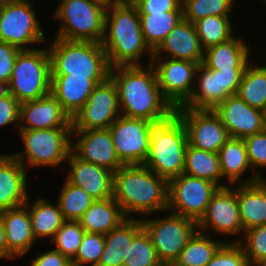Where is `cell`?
<instances>
[{
  "instance_id": "5bb4252c",
  "label": "cell",
  "mask_w": 266,
  "mask_h": 266,
  "mask_svg": "<svg viewBox=\"0 0 266 266\" xmlns=\"http://www.w3.org/2000/svg\"><path fill=\"white\" fill-rule=\"evenodd\" d=\"M152 122L120 115L109 127L117 156L124 165L144 164Z\"/></svg>"
},
{
  "instance_id": "2e32d148",
  "label": "cell",
  "mask_w": 266,
  "mask_h": 266,
  "mask_svg": "<svg viewBox=\"0 0 266 266\" xmlns=\"http://www.w3.org/2000/svg\"><path fill=\"white\" fill-rule=\"evenodd\" d=\"M213 110L232 138L244 139L266 128L264 111L249 106L237 94L228 96Z\"/></svg>"
},
{
  "instance_id": "ba28073f",
  "label": "cell",
  "mask_w": 266,
  "mask_h": 266,
  "mask_svg": "<svg viewBox=\"0 0 266 266\" xmlns=\"http://www.w3.org/2000/svg\"><path fill=\"white\" fill-rule=\"evenodd\" d=\"M71 132L72 128L20 129L25 151L12 156L24 167H26L25 161L31 167L58 165L66 160L71 152V146L73 145L70 142L71 139H69Z\"/></svg>"
},
{
  "instance_id": "8fae6325",
  "label": "cell",
  "mask_w": 266,
  "mask_h": 266,
  "mask_svg": "<svg viewBox=\"0 0 266 266\" xmlns=\"http://www.w3.org/2000/svg\"><path fill=\"white\" fill-rule=\"evenodd\" d=\"M121 115L118 89L109 76L97 84L87 102L72 118V130L109 129Z\"/></svg>"
},
{
  "instance_id": "52a82bcc",
  "label": "cell",
  "mask_w": 266,
  "mask_h": 266,
  "mask_svg": "<svg viewBox=\"0 0 266 266\" xmlns=\"http://www.w3.org/2000/svg\"><path fill=\"white\" fill-rule=\"evenodd\" d=\"M55 17L62 19L56 38L101 43L107 5L99 0H62Z\"/></svg>"
},
{
  "instance_id": "d4e9b609",
  "label": "cell",
  "mask_w": 266,
  "mask_h": 266,
  "mask_svg": "<svg viewBox=\"0 0 266 266\" xmlns=\"http://www.w3.org/2000/svg\"><path fill=\"white\" fill-rule=\"evenodd\" d=\"M29 202L27 198L23 206L1 213L7 242V259L26 254L36 240L28 212Z\"/></svg>"
},
{
  "instance_id": "7a4b0ae2",
  "label": "cell",
  "mask_w": 266,
  "mask_h": 266,
  "mask_svg": "<svg viewBox=\"0 0 266 266\" xmlns=\"http://www.w3.org/2000/svg\"><path fill=\"white\" fill-rule=\"evenodd\" d=\"M101 45L110 68L138 65L144 51L153 56L142 34L138 9L130 0L107 5Z\"/></svg>"
},
{
  "instance_id": "30bf717a",
  "label": "cell",
  "mask_w": 266,
  "mask_h": 266,
  "mask_svg": "<svg viewBox=\"0 0 266 266\" xmlns=\"http://www.w3.org/2000/svg\"><path fill=\"white\" fill-rule=\"evenodd\" d=\"M218 188L213 182L182 173L169 181L168 209L198 222Z\"/></svg>"
},
{
  "instance_id": "e0dca14e",
  "label": "cell",
  "mask_w": 266,
  "mask_h": 266,
  "mask_svg": "<svg viewBox=\"0 0 266 266\" xmlns=\"http://www.w3.org/2000/svg\"><path fill=\"white\" fill-rule=\"evenodd\" d=\"M201 230L214 229L217 233L229 235L243 232L239 215L236 189L229 186L219 187L213 194L205 214L197 222Z\"/></svg>"
},
{
  "instance_id": "f6af8a7d",
  "label": "cell",
  "mask_w": 266,
  "mask_h": 266,
  "mask_svg": "<svg viewBox=\"0 0 266 266\" xmlns=\"http://www.w3.org/2000/svg\"><path fill=\"white\" fill-rule=\"evenodd\" d=\"M245 69L217 70L218 104L236 95Z\"/></svg>"
},
{
  "instance_id": "b9f144b4",
  "label": "cell",
  "mask_w": 266,
  "mask_h": 266,
  "mask_svg": "<svg viewBox=\"0 0 266 266\" xmlns=\"http://www.w3.org/2000/svg\"><path fill=\"white\" fill-rule=\"evenodd\" d=\"M245 233L246 243L241 247L244 250L251 266H256L266 258V224L253 227Z\"/></svg>"
},
{
  "instance_id": "8d00e7d4",
  "label": "cell",
  "mask_w": 266,
  "mask_h": 266,
  "mask_svg": "<svg viewBox=\"0 0 266 266\" xmlns=\"http://www.w3.org/2000/svg\"><path fill=\"white\" fill-rule=\"evenodd\" d=\"M93 201L94 199L82 188L65 180L59 196L58 205L65 220L78 221Z\"/></svg>"
},
{
  "instance_id": "9c48e42d",
  "label": "cell",
  "mask_w": 266,
  "mask_h": 266,
  "mask_svg": "<svg viewBox=\"0 0 266 266\" xmlns=\"http://www.w3.org/2000/svg\"><path fill=\"white\" fill-rule=\"evenodd\" d=\"M142 226L162 264L175 262L188 240L198 230L195 220L174 213L165 219L142 220Z\"/></svg>"
},
{
  "instance_id": "484cf974",
  "label": "cell",
  "mask_w": 266,
  "mask_h": 266,
  "mask_svg": "<svg viewBox=\"0 0 266 266\" xmlns=\"http://www.w3.org/2000/svg\"><path fill=\"white\" fill-rule=\"evenodd\" d=\"M127 219L122 207L113 197H109L94 200L78 221L85 232L105 235Z\"/></svg>"
},
{
  "instance_id": "7dc6e473",
  "label": "cell",
  "mask_w": 266,
  "mask_h": 266,
  "mask_svg": "<svg viewBox=\"0 0 266 266\" xmlns=\"http://www.w3.org/2000/svg\"><path fill=\"white\" fill-rule=\"evenodd\" d=\"M19 51V48L9 43L0 42V82L9 84Z\"/></svg>"
},
{
  "instance_id": "ffe728a7",
  "label": "cell",
  "mask_w": 266,
  "mask_h": 266,
  "mask_svg": "<svg viewBox=\"0 0 266 266\" xmlns=\"http://www.w3.org/2000/svg\"><path fill=\"white\" fill-rule=\"evenodd\" d=\"M68 161L71 170L66 180L69 183L82 188L94 200L113 196V172L80 160L73 152L69 153Z\"/></svg>"
},
{
  "instance_id": "e575fe53",
  "label": "cell",
  "mask_w": 266,
  "mask_h": 266,
  "mask_svg": "<svg viewBox=\"0 0 266 266\" xmlns=\"http://www.w3.org/2000/svg\"><path fill=\"white\" fill-rule=\"evenodd\" d=\"M198 87L194 88L190 99L181 107L190 109H211L218 105L217 70L207 69L202 64L198 66ZM197 89V90H196Z\"/></svg>"
},
{
  "instance_id": "d590c367",
  "label": "cell",
  "mask_w": 266,
  "mask_h": 266,
  "mask_svg": "<svg viewBox=\"0 0 266 266\" xmlns=\"http://www.w3.org/2000/svg\"><path fill=\"white\" fill-rule=\"evenodd\" d=\"M203 49L226 42L233 36L229 16H207L194 22Z\"/></svg>"
},
{
  "instance_id": "bcb514c9",
  "label": "cell",
  "mask_w": 266,
  "mask_h": 266,
  "mask_svg": "<svg viewBox=\"0 0 266 266\" xmlns=\"http://www.w3.org/2000/svg\"><path fill=\"white\" fill-rule=\"evenodd\" d=\"M139 14L163 13L167 11H183L182 0H130Z\"/></svg>"
},
{
  "instance_id": "681fc988",
  "label": "cell",
  "mask_w": 266,
  "mask_h": 266,
  "mask_svg": "<svg viewBox=\"0 0 266 266\" xmlns=\"http://www.w3.org/2000/svg\"><path fill=\"white\" fill-rule=\"evenodd\" d=\"M31 266H72L71 260L58 250L38 254Z\"/></svg>"
},
{
  "instance_id": "f1b7e54d",
  "label": "cell",
  "mask_w": 266,
  "mask_h": 266,
  "mask_svg": "<svg viewBox=\"0 0 266 266\" xmlns=\"http://www.w3.org/2000/svg\"><path fill=\"white\" fill-rule=\"evenodd\" d=\"M184 174L196 178H201L215 183L219 187L218 182L222 177L219 154L211 151L197 149L187 145L185 152Z\"/></svg>"
},
{
  "instance_id": "f907efd6",
  "label": "cell",
  "mask_w": 266,
  "mask_h": 266,
  "mask_svg": "<svg viewBox=\"0 0 266 266\" xmlns=\"http://www.w3.org/2000/svg\"><path fill=\"white\" fill-rule=\"evenodd\" d=\"M0 258H7V242H6V235H5L1 213H0Z\"/></svg>"
},
{
  "instance_id": "db71d44e",
  "label": "cell",
  "mask_w": 266,
  "mask_h": 266,
  "mask_svg": "<svg viewBox=\"0 0 266 266\" xmlns=\"http://www.w3.org/2000/svg\"><path fill=\"white\" fill-rule=\"evenodd\" d=\"M20 0H0V5L9 4V3H15Z\"/></svg>"
},
{
  "instance_id": "74e56055",
  "label": "cell",
  "mask_w": 266,
  "mask_h": 266,
  "mask_svg": "<svg viewBox=\"0 0 266 266\" xmlns=\"http://www.w3.org/2000/svg\"><path fill=\"white\" fill-rule=\"evenodd\" d=\"M123 266H162L152 241L142 228L128 244L127 260Z\"/></svg>"
},
{
  "instance_id": "3957f363",
  "label": "cell",
  "mask_w": 266,
  "mask_h": 266,
  "mask_svg": "<svg viewBox=\"0 0 266 266\" xmlns=\"http://www.w3.org/2000/svg\"><path fill=\"white\" fill-rule=\"evenodd\" d=\"M169 181L144 164L123 165L113 173V198L124 214L168 209Z\"/></svg>"
},
{
  "instance_id": "f5cc1de1",
  "label": "cell",
  "mask_w": 266,
  "mask_h": 266,
  "mask_svg": "<svg viewBox=\"0 0 266 266\" xmlns=\"http://www.w3.org/2000/svg\"><path fill=\"white\" fill-rule=\"evenodd\" d=\"M99 1L103 2L106 5H109V4L119 3V2H122L124 0H99Z\"/></svg>"
},
{
  "instance_id": "6da1fadb",
  "label": "cell",
  "mask_w": 266,
  "mask_h": 266,
  "mask_svg": "<svg viewBox=\"0 0 266 266\" xmlns=\"http://www.w3.org/2000/svg\"><path fill=\"white\" fill-rule=\"evenodd\" d=\"M141 67L139 64L110 68V77L118 89L121 115L152 123L165 120L175 109L162 95L152 63L146 71Z\"/></svg>"
},
{
  "instance_id": "4316f807",
  "label": "cell",
  "mask_w": 266,
  "mask_h": 266,
  "mask_svg": "<svg viewBox=\"0 0 266 266\" xmlns=\"http://www.w3.org/2000/svg\"><path fill=\"white\" fill-rule=\"evenodd\" d=\"M142 228V220L130 217L105 234V247L97 266H123V260H127L128 244Z\"/></svg>"
},
{
  "instance_id": "cb8c5ba5",
  "label": "cell",
  "mask_w": 266,
  "mask_h": 266,
  "mask_svg": "<svg viewBox=\"0 0 266 266\" xmlns=\"http://www.w3.org/2000/svg\"><path fill=\"white\" fill-rule=\"evenodd\" d=\"M26 168L11 155H0V213L23 206L28 198Z\"/></svg>"
},
{
  "instance_id": "816d5d0a",
  "label": "cell",
  "mask_w": 266,
  "mask_h": 266,
  "mask_svg": "<svg viewBox=\"0 0 266 266\" xmlns=\"http://www.w3.org/2000/svg\"><path fill=\"white\" fill-rule=\"evenodd\" d=\"M9 94V84L0 82V98H3Z\"/></svg>"
},
{
  "instance_id": "277c9868",
  "label": "cell",
  "mask_w": 266,
  "mask_h": 266,
  "mask_svg": "<svg viewBox=\"0 0 266 266\" xmlns=\"http://www.w3.org/2000/svg\"><path fill=\"white\" fill-rule=\"evenodd\" d=\"M149 153L144 165L170 181L184 171L187 133L178 114L152 123L149 130Z\"/></svg>"
},
{
  "instance_id": "ab89813d",
  "label": "cell",
  "mask_w": 266,
  "mask_h": 266,
  "mask_svg": "<svg viewBox=\"0 0 266 266\" xmlns=\"http://www.w3.org/2000/svg\"><path fill=\"white\" fill-rule=\"evenodd\" d=\"M84 233L85 230L79 221L66 220L52 239L57 245L55 250L72 260L76 256Z\"/></svg>"
},
{
  "instance_id": "7402d4cb",
  "label": "cell",
  "mask_w": 266,
  "mask_h": 266,
  "mask_svg": "<svg viewBox=\"0 0 266 266\" xmlns=\"http://www.w3.org/2000/svg\"><path fill=\"white\" fill-rule=\"evenodd\" d=\"M236 189L243 232L266 224V181L255 174Z\"/></svg>"
},
{
  "instance_id": "ee69618b",
  "label": "cell",
  "mask_w": 266,
  "mask_h": 266,
  "mask_svg": "<svg viewBox=\"0 0 266 266\" xmlns=\"http://www.w3.org/2000/svg\"><path fill=\"white\" fill-rule=\"evenodd\" d=\"M244 143L251 167H266V128L254 135L245 137Z\"/></svg>"
},
{
  "instance_id": "7bdbcfd3",
  "label": "cell",
  "mask_w": 266,
  "mask_h": 266,
  "mask_svg": "<svg viewBox=\"0 0 266 266\" xmlns=\"http://www.w3.org/2000/svg\"><path fill=\"white\" fill-rule=\"evenodd\" d=\"M206 266H251L241 242L224 243Z\"/></svg>"
},
{
  "instance_id": "6f0895ef",
  "label": "cell",
  "mask_w": 266,
  "mask_h": 266,
  "mask_svg": "<svg viewBox=\"0 0 266 266\" xmlns=\"http://www.w3.org/2000/svg\"><path fill=\"white\" fill-rule=\"evenodd\" d=\"M264 116H265V125H266V110L264 111Z\"/></svg>"
},
{
  "instance_id": "83f0119b",
  "label": "cell",
  "mask_w": 266,
  "mask_h": 266,
  "mask_svg": "<svg viewBox=\"0 0 266 266\" xmlns=\"http://www.w3.org/2000/svg\"><path fill=\"white\" fill-rule=\"evenodd\" d=\"M204 52L202 65L207 69H246L248 66L249 49L240 39L232 37L226 42L206 48Z\"/></svg>"
},
{
  "instance_id": "7c38bea8",
  "label": "cell",
  "mask_w": 266,
  "mask_h": 266,
  "mask_svg": "<svg viewBox=\"0 0 266 266\" xmlns=\"http://www.w3.org/2000/svg\"><path fill=\"white\" fill-rule=\"evenodd\" d=\"M32 5L30 0L0 5V42L20 50H28L25 44L45 42Z\"/></svg>"
},
{
  "instance_id": "d6986e66",
  "label": "cell",
  "mask_w": 266,
  "mask_h": 266,
  "mask_svg": "<svg viewBox=\"0 0 266 266\" xmlns=\"http://www.w3.org/2000/svg\"><path fill=\"white\" fill-rule=\"evenodd\" d=\"M27 122V126L20 125ZM19 129H56L72 128V119L62 109L60 102L50 93L49 95L20 104Z\"/></svg>"
},
{
  "instance_id": "5b68a950",
  "label": "cell",
  "mask_w": 266,
  "mask_h": 266,
  "mask_svg": "<svg viewBox=\"0 0 266 266\" xmlns=\"http://www.w3.org/2000/svg\"><path fill=\"white\" fill-rule=\"evenodd\" d=\"M48 49L51 75L109 77L106 52L99 42L56 38Z\"/></svg>"
},
{
  "instance_id": "11a10c76",
  "label": "cell",
  "mask_w": 266,
  "mask_h": 266,
  "mask_svg": "<svg viewBox=\"0 0 266 266\" xmlns=\"http://www.w3.org/2000/svg\"><path fill=\"white\" fill-rule=\"evenodd\" d=\"M162 266H180L177 262H166Z\"/></svg>"
},
{
  "instance_id": "60d3db41",
  "label": "cell",
  "mask_w": 266,
  "mask_h": 266,
  "mask_svg": "<svg viewBox=\"0 0 266 266\" xmlns=\"http://www.w3.org/2000/svg\"><path fill=\"white\" fill-rule=\"evenodd\" d=\"M105 238L100 233L85 232L76 256L71 260L72 266H83L92 264L97 266L104 251Z\"/></svg>"
},
{
  "instance_id": "836d02e7",
  "label": "cell",
  "mask_w": 266,
  "mask_h": 266,
  "mask_svg": "<svg viewBox=\"0 0 266 266\" xmlns=\"http://www.w3.org/2000/svg\"><path fill=\"white\" fill-rule=\"evenodd\" d=\"M237 95L249 106L266 110V66L246 67Z\"/></svg>"
},
{
  "instance_id": "1f68e13d",
  "label": "cell",
  "mask_w": 266,
  "mask_h": 266,
  "mask_svg": "<svg viewBox=\"0 0 266 266\" xmlns=\"http://www.w3.org/2000/svg\"><path fill=\"white\" fill-rule=\"evenodd\" d=\"M204 233L200 229L197 230L175 262L180 266H206L224 242L211 239Z\"/></svg>"
},
{
  "instance_id": "4fadbf2b",
  "label": "cell",
  "mask_w": 266,
  "mask_h": 266,
  "mask_svg": "<svg viewBox=\"0 0 266 266\" xmlns=\"http://www.w3.org/2000/svg\"><path fill=\"white\" fill-rule=\"evenodd\" d=\"M175 112L185 126L190 146L218 153L231 138L214 110L176 108Z\"/></svg>"
},
{
  "instance_id": "8992f818",
  "label": "cell",
  "mask_w": 266,
  "mask_h": 266,
  "mask_svg": "<svg viewBox=\"0 0 266 266\" xmlns=\"http://www.w3.org/2000/svg\"><path fill=\"white\" fill-rule=\"evenodd\" d=\"M9 91L19 103L43 98L51 92L48 50H20L16 56Z\"/></svg>"
},
{
  "instance_id": "c3c4849f",
  "label": "cell",
  "mask_w": 266,
  "mask_h": 266,
  "mask_svg": "<svg viewBox=\"0 0 266 266\" xmlns=\"http://www.w3.org/2000/svg\"><path fill=\"white\" fill-rule=\"evenodd\" d=\"M19 101L11 94L0 98V127L19 121Z\"/></svg>"
},
{
  "instance_id": "9f6ffc18",
  "label": "cell",
  "mask_w": 266,
  "mask_h": 266,
  "mask_svg": "<svg viewBox=\"0 0 266 266\" xmlns=\"http://www.w3.org/2000/svg\"><path fill=\"white\" fill-rule=\"evenodd\" d=\"M256 266H266V258L260 261Z\"/></svg>"
},
{
  "instance_id": "44dd1931",
  "label": "cell",
  "mask_w": 266,
  "mask_h": 266,
  "mask_svg": "<svg viewBox=\"0 0 266 266\" xmlns=\"http://www.w3.org/2000/svg\"><path fill=\"white\" fill-rule=\"evenodd\" d=\"M108 77H70L51 75V94L60 102L62 109L72 119L87 102L97 84Z\"/></svg>"
},
{
  "instance_id": "603a6c76",
  "label": "cell",
  "mask_w": 266,
  "mask_h": 266,
  "mask_svg": "<svg viewBox=\"0 0 266 266\" xmlns=\"http://www.w3.org/2000/svg\"><path fill=\"white\" fill-rule=\"evenodd\" d=\"M161 51L167 52L168 58L189 60L199 64L203 62L204 50L196 33L194 23L184 18L178 22L153 52L152 58H160Z\"/></svg>"
},
{
  "instance_id": "f35d334b",
  "label": "cell",
  "mask_w": 266,
  "mask_h": 266,
  "mask_svg": "<svg viewBox=\"0 0 266 266\" xmlns=\"http://www.w3.org/2000/svg\"><path fill=\"white\" fill-rule=\"evenodd\" d=\"M233 0H182L183 18L194 23L207 16H228Z\"/></svg>"
},
{
  "instance_id": "f546056e",
  "label": "cell",
  "mask_w": 266,
  "mask_h": 266,
  "mask_svg": "<svg viewBox=\"0 0 266 266\" xmlns=\"http://www.w3.org/2000/svg\"><path fill=\"white\" fill-rule=\"evenodd\" d=\"M139 18L144 40L154 52L178 22L183 19V11L139 14Z\"/></svg>"
},
{
  "instance_id": "4dcf8cb0",
  "label": "cell",
  "mask_w": 266,
  "mask_h": 266,
  "mask_svg": "<svg viewBox=\"0 0 266 266\" xmlns=\"http://www.w3.org/2000/svg\"><path fill=\"white\" fill-rule=\"evenodd\" d=\"M218 154L222 178L226 176L232 185L238 180L242 181L241 175L251 167L244 140L231 137L220 148Z\"/></svg>"
},
{
  "instance_id": "ac0fdd59",
  "label": "cell",
  "mask_w": 266,
  "mask_h": 266,
  "mask_svg": "<svg viewBox=\"0 0 266 266\" xmlns=\"http://www.w3.org/2000/svg\"><path fill=\"white\" fill-rule=\"evenodd\" d=\"M75 134L82 136L74 146H71V152L80 160L113 173L124 165L117 156L109 129L72 130L71 135Z\"/></svg>"
},
{
  "instance_id": "d6a6232c",
  "label": "cell",
  "mask_w": 266,
  "mask_h": 266,
  "mask_svg": "<svg viewBox=\"0 0 266 266\" xmlns=\"http://www.w3.org/2000/svg\"><path fill=\"white\" fill-rule=\"evenodd\" d=\"M28 209L35 239L38 237L45 238L47 236H53L51 237L53 239L58 229L66 221L59 205L54 206L44 199L39 198Z\"/></svg>"
},
{
  "instance_id": "9a60e30c",
  "label": "cell",
  "mask_w": 266,
  "mask_h": 266,
  "mask_svg": "<svg viewBox=\"0 0 266 266\" xmlns=\"http://www.w3.org/2000/svg\"><path fill=\"white\" fill-rule=\"evenodd\" d=\"M158 60L160 58H152L151 56L150 63L155 68L162 95L174 109L183 106L193 93L194 88L192 86L195 84L192 85V82L200 64L172 58L159 63Z\"/></svg>"
}]
</instances>
